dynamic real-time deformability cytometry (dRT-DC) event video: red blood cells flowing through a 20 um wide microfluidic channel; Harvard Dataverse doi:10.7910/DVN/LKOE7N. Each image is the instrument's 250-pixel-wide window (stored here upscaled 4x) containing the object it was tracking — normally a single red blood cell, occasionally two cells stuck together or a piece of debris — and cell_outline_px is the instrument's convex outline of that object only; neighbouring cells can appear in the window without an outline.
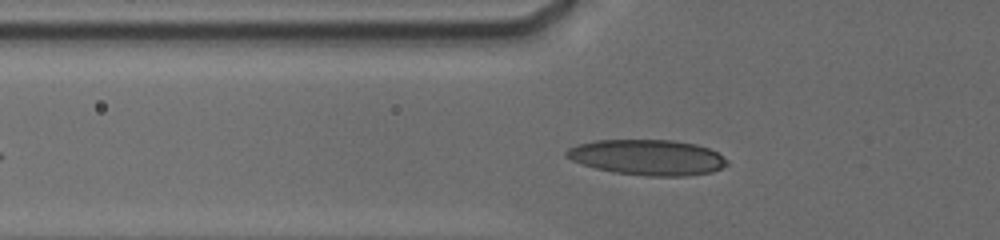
{"species": "human", "species_latin": "Homo sapiens", "temperature_condition": "cold", "stored_images_in_passage": 8, "camera_frame_rate_fps": 3000, "um_per_image_px": 0.085, "donor": {"sex": "male"}, "frame": {"image": 1, "passage_image": 6, "time_ms": 2.333, "image_size_px": [1000, 240], "cell_outline_px": [[728, 164], [712, 172], [688, 176], [648, 176], [612, 172], [596, 168], [572, 160], [564, 156], [564, 152], [568, 148], [580, 144], [596, 140], [676, 140], [696, 144], [708, 148], [724, 156], [728, 160]], "centroid_in_image_um": [55.06, 13.37], "position_along_channel_um": 70.7, "area_um2": 33.29}}